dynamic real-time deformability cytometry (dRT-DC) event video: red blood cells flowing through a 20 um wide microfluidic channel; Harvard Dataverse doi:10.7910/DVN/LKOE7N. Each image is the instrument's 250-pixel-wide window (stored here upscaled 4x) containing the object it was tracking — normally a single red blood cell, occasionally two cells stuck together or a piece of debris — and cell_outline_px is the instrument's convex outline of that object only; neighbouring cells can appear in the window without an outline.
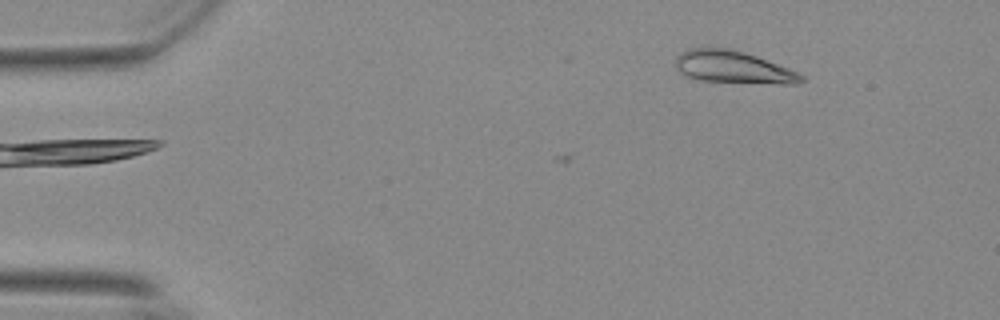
{"species": "Egyptian fruit bat (a non-hibernating species)", "species_latin": "Rousettus aegyptiacus", "temperature_condition": "warm", "stored_images_in_passage": 9, "camera_frame_rate_fps": 3000, "um_per_image_px": 0.085, "animal": {"sex": "female"}, "frame": {"image": 1, "passage_image": 9, "time_ms": 2.667, "image_size_px": [1000, 320], "cell_outline_px": [[804, 80], [796, 84], [780, 84], [692, 80], [684, 76], [676, 68], [676, 56], [680, 52], [688, 48], [728, 48], [744, 52], [756, 56], [788, 68], [804, 76]], "centroid_in_image_um": [62.26, 5.72], "position_along_channel_um": 22.7, "area_um2": 23.81}}